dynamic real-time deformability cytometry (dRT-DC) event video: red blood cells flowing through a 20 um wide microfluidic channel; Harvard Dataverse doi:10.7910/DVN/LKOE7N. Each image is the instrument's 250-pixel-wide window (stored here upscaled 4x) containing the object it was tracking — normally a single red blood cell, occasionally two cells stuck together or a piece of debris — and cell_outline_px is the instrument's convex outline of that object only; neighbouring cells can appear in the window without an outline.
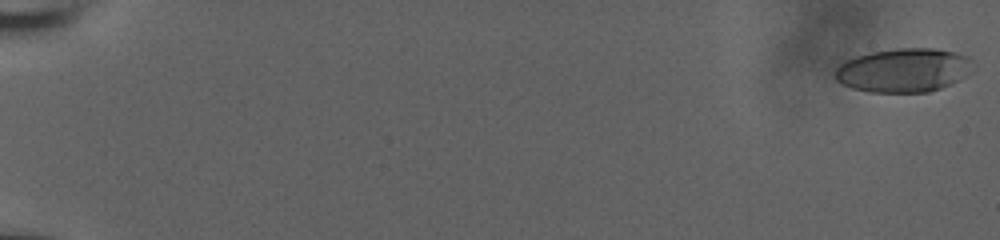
{"species": "human", "species_latin": "Homo sapiens", "temperature_condition": "room temperature", "stored_images_in_passage": 57, "camera_frame_rate_fps": 3000, "um_per_image_px": 0.085, "donor": {"sex": "male"}, "frame": {"image": 1, "passage_image": 1, "time_ms": 0.0, "image_size_px": [1000, 240], "cell_outline_px": [[968, 60], [956, 80], [940, 88], [928, 92], [868, 92], [852, 88], [836, 80], [836, 68], [840, 64], [856, 56], [872, 52], [900, 48], [936, 48], [956, 52], [968, 56]], "centroid_in_image_um": [76.67, 5.96], "position_along_channel_um": 8.3, "area_um2": 33.99}}
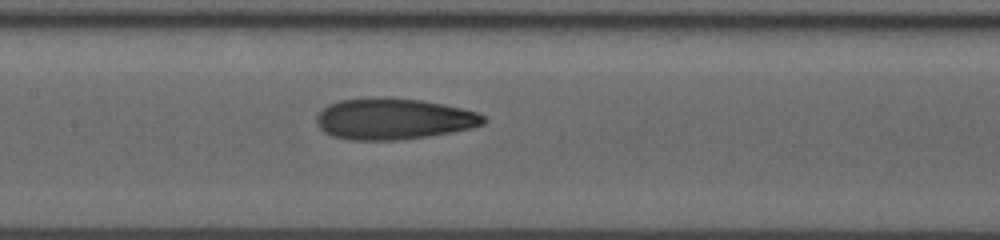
{"frame": {"image": 2, "passage_image": 31, "time_ms": 10.0, "image_size_px": [1000, 240], "cell_outline_px": [[488, 120], [484, 124], [472, 128], [428, 136], [396, 140], [348, 140], [332, 136], [324, 132], [316, 124], [316, 116], [328, 104], [340, 100], [368, 96], [388, 96], [420, 100], [444, 104], [476, 112], [484, 116]], "centroid_in_image_um": [33.42, 10.09], "position_along_channel_um": 174.0, "area_um2": 40.58}}
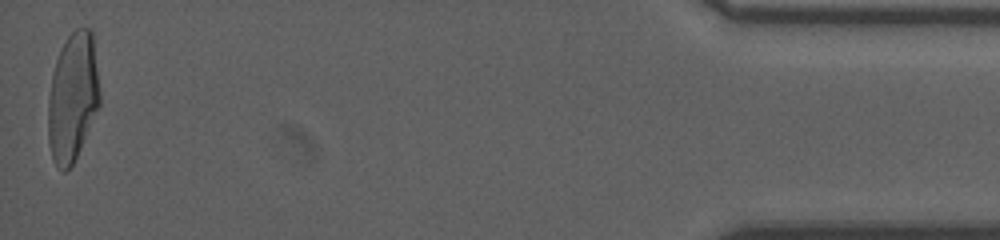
{"frame": {"image": 3, "passage_image": 57, "time_ms": 18.667, "image_size_px": [1000, 240], "cell_outline_px": [[100, 104], [80, 148], [72, 164], [64, 172], [56, 168], [52, 160], [48, 140], [48, 100], [52, 76], [56, 60], [60, 48], [68, 36], [76, 28], [88, 28], [92, 32], [100, 92]], "centroid_in_image_um": [6.17, 8.27], "position_along_channel_um": 429.0, "area_um2": 38.61}, "authors_computed_cell_mechanics": {"area_um2": 38.3214, "velocity_mm_per_s": 3.8738, "shape_relaxation_time_tau1_ms": 7.9118, "shape_relaxation_time_tau2_ms": 1.4433, "deformation_change_tau1": 0.2631, "deformation_change_tau2": 0.0925}}